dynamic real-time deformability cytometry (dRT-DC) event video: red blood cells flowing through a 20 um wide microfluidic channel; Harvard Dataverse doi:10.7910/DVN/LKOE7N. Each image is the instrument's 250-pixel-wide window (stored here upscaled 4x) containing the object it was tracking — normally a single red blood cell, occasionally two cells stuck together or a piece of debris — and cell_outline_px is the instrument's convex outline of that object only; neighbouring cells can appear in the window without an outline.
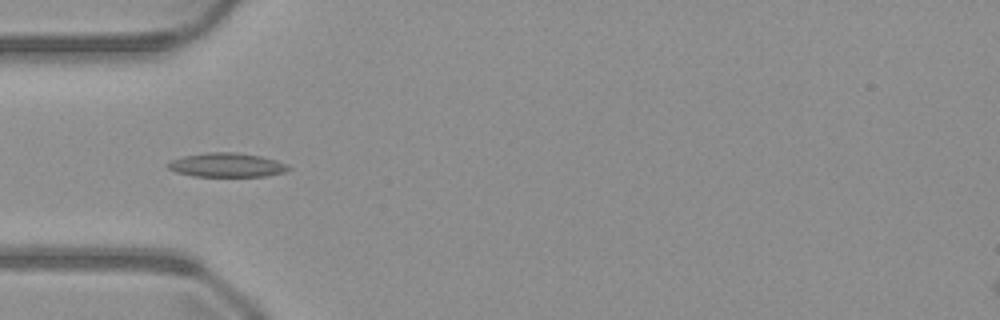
{"species": "common noctule bat (a hibernating species)", "species_latin": "Nyctalus noctula", "temperature_condition": "warm", "stored_images_in_passage": 35, "camera_frame_rate_fps": 3000, "um_per_image_px": 0.085, "animal": {"sex": "male", "body_mass_g": 23.1, "forearm_length_mm": 52.7}, "frame": {"image": 1, "passage_image": 1, "time_ms": 0.0, "image_size_px": [1000, 320], "cell_outline_px": [[292, 168], [284, 172], [264, 176], [192, 176], [176, 172], [168, 168], [168, 164], [172, 160], [184, 156], [208, 152], [236, 152], [260, 156], [276, 160], [288, 164]], "centroid_in_image_um": [19.3, 14.02], "position_along_channel_um": 65.7, "area_um2": 16.82}}
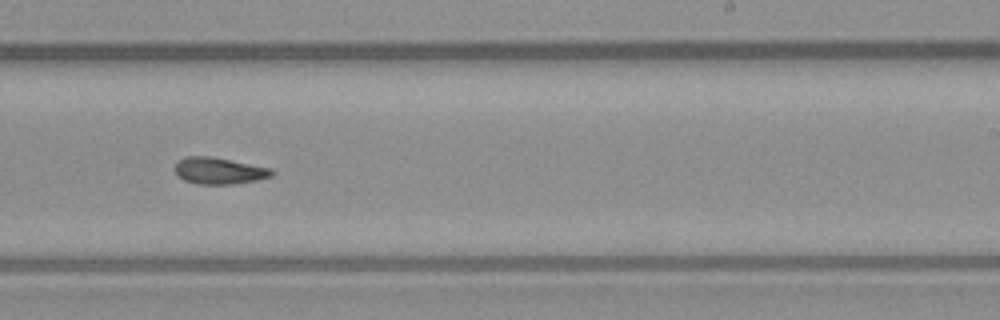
{"frame": {"image": 2, "passage_image": 16, "time_ms": 5.0, "image_size_px": [1000, 320], "cell_outline_px": [[276, 172], [272, 176], [256, 180], [232, 184], [200, 184], [184, 180], [172, 168], [176, 160], [188, 156], [212, 156], [272, 168]], "centroid_in_image_um": [18.61, 14.5], "position_along_channel_um": 270.4, "area_um2": 15.2}}
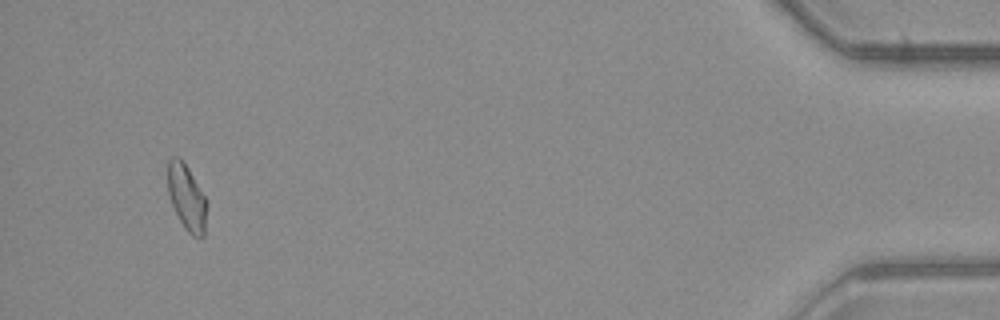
{"frame": {"image": 3, "passage_image": 33, "time_ms": 10.667, "image_size_px": [1000, 320], "cell_outline_px": [[208, 208], [204, 236], [200, 240], [192, 236], [184, 228], [172, 204], [168, 192], [168, 160], [172, 156], [180, 156], [184, 160], [204, 196], [208, 204]], "centroid_in_image_um": [15.89, 16.8], "position_along_channel_um": 419.3, "area_um2": 15.26}}